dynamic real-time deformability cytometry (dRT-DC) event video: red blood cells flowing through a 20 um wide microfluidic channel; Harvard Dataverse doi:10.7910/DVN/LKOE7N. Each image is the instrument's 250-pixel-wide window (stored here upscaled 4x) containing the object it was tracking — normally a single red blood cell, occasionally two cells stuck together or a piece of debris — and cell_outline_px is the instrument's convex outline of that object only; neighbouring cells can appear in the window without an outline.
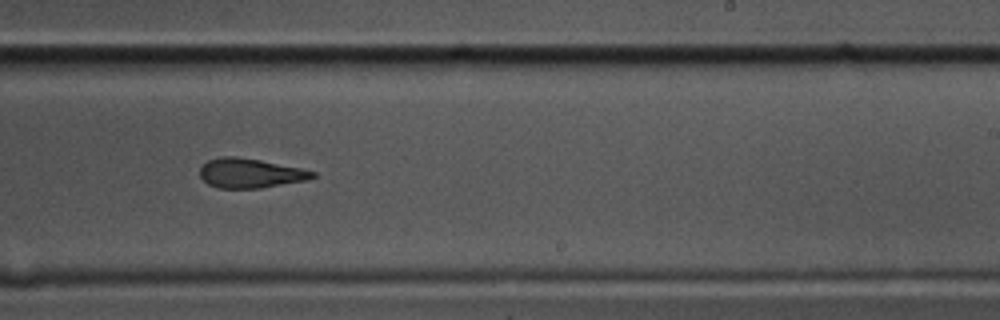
{"species": "common noctule bat (a hibernating species)", "species_latin": "Nyctalus noctula", "temperature_condition": "cold", "stored_images_in_passage": 10, "camera_frame_rate_fps": 3000, "um_per_image_px": 0.085, "animal": {"sex": "male", "body_mass_g": 17.5, "forearm_length_mm": 52.3}, "frame": {"image": 1, "passage_image": 9, "time_ms": 2.667, "image_size_px": [1000, 320], "cell_outline_px": [[316, 176], [308, 180], [260, 188], [220, 188], [208, 184], [200, 176], [200, 164], [208, 160], [220, 156], [236, 156], [260, 160], [300, 168], [316, 172]], "centroid_in_image_um": [21.25, 14.71], "position_along_channel_um": 267.8, "area_um2": 19.42}}
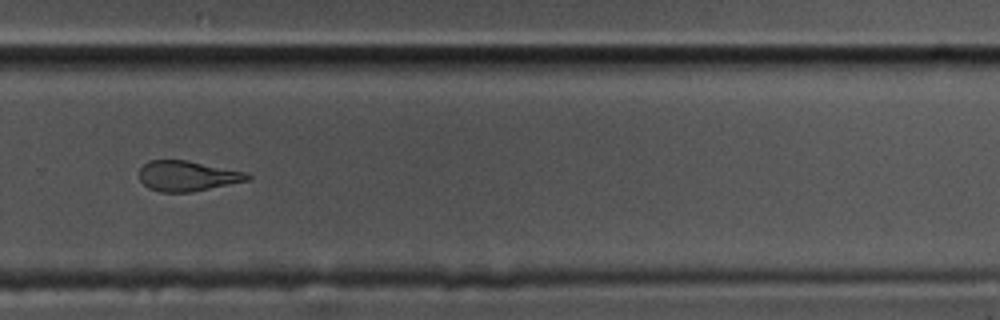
{"frame": {"image": 2, "passage_image": 10, "time_ms": 3.0, "image_size_px": [1000, 320], "cell_outline_px": [[252, 176], [248, 180], [192, 192], [160, 192], [148, 188], [140, 180], [140, 168], [148, 160], [188, 160], [248, 172]], "centroid_in_image_um": [15.94, 14.95], "position_along_channel_um": 313.9, "area_um2": 19.19}}